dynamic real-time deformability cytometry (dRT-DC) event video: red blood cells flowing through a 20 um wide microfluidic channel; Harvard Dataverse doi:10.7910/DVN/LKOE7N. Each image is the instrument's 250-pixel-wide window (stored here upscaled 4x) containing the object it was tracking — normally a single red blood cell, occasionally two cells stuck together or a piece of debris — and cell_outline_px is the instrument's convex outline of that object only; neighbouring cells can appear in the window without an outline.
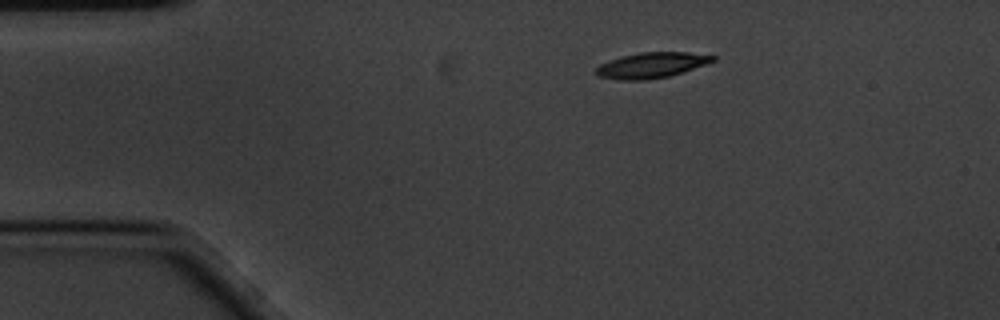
{"species": "common noctule bat (a hibernating species)", "species_latin": "Nyctalus noctula", "temperature_condition": "cold", "stored_images_in_passage": 4, "camera_frame_rate_fps": 3000, "um_per_image_px": 0.085, "animal": {"sex": "male", "body_mass_g": 20.1, "forearm_length_mm": 53.5}, "frame": {"image": 1, "passage_image": 1, "time_ms": 0.0, "image_size_px": [1000, 320], "cell_outline_px": [[716, 60], [668, 76], [644, 80], [620, 80], [596, 76], [596, 68], [600, 64], [608, 60], [620, 56], [640, 52], [688, 52], [716, 56]], "centroid_in_image_um": [55.31, 5.53], "position_along_channel_um": 29.7, "area_um2": 17.22}}
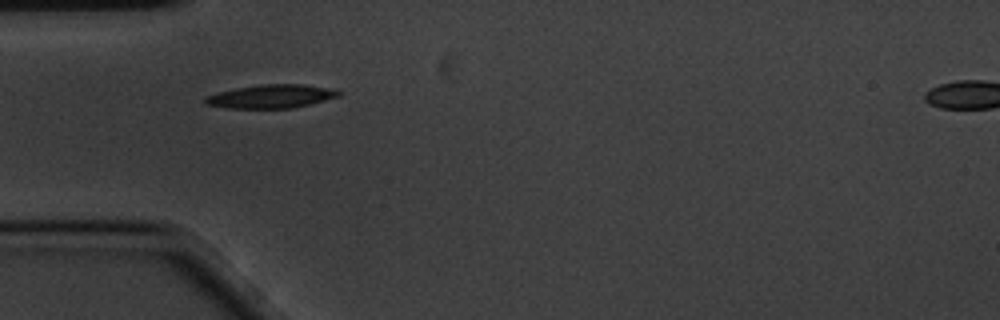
{"frame": {"image": 2, "passage_image": 3, "time_ms": 0.667, "image_size_px": [1000, 320], "cell_outline_px": [[340, 96], [292, 108], [228, 108], [208, 104], [204, 100], [204, 96], [236, 88], [260, 84], [304, 84], [328, 88], [340, 92]], "centroid_in_image_um": [23.03, 8.18], "position_along_channel_um": 62.0, "area_um2": 17.98}}
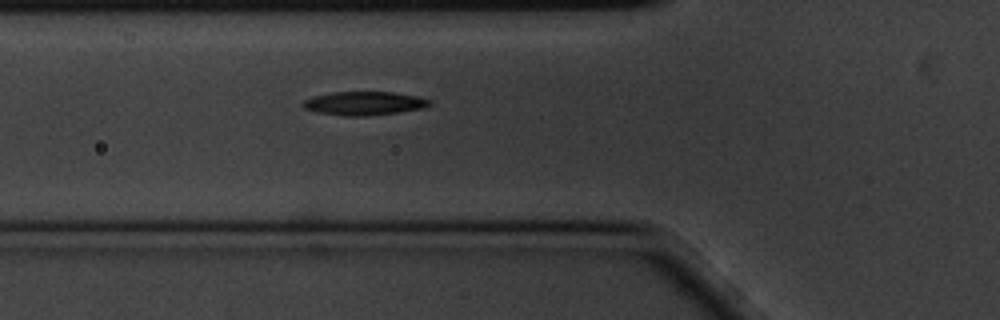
{"frame": {"image": 3, "passage_image": 4, "time_ms": 1.0, "image_size_px": [1000, 320], "cell_outline_px": [[432, 104], [424, 108], [400, 112], [368, 116], [344, 116], [320, 112], [304, 108], [300, 104], [304, 100], [312, 96], [332, 92], [396, 92], [416, 96], [432, 100]], "centroid_in_image_um": [30.98, 8.78], "position_along_channel_um": 94.8, "area_um2": 17.57}}